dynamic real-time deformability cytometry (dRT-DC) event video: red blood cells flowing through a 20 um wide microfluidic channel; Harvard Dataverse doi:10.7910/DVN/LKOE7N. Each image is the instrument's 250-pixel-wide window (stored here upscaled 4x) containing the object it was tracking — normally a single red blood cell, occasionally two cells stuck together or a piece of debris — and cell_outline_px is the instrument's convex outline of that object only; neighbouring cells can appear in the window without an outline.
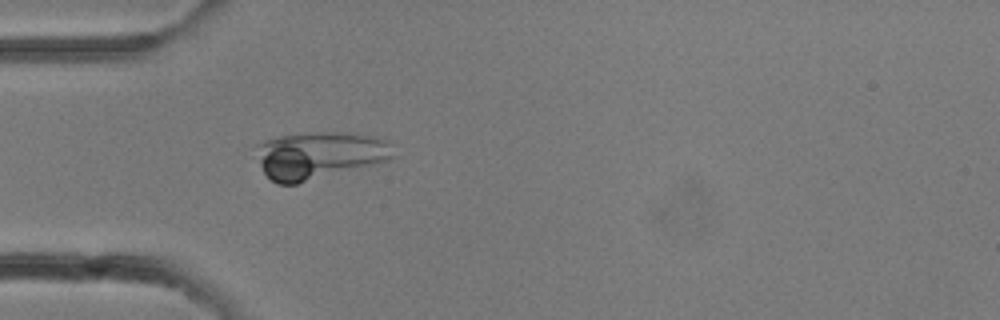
{"species": "common noctule bat (a hibernating species)", "species_latin": "Nyctalus noctula", "temperature_condition": "room temperature", "stored_images_in_passage": 22, "camera_frame_rate_fps": 3000, "um_per_image_px": 0.085, "animal": {"sex": "female"}, "frame": {"image": 1, "passage_image": 9, "time_ms": 2.667, "image_size_px": [1000, 320], "cell_outline_px": [[392, 156], [388, 160], [296, 184], [276, 184], [264, 172], [260, 164], [256, 144], [264, 140], [280, 136], [316, 132], [352, 132], [376, 136], [388, 140], [392, 144]], "centroid_in_image_um": [27.14, 13.17], "position_along_channel_um": 57.9, "area_um2": 37.57}}
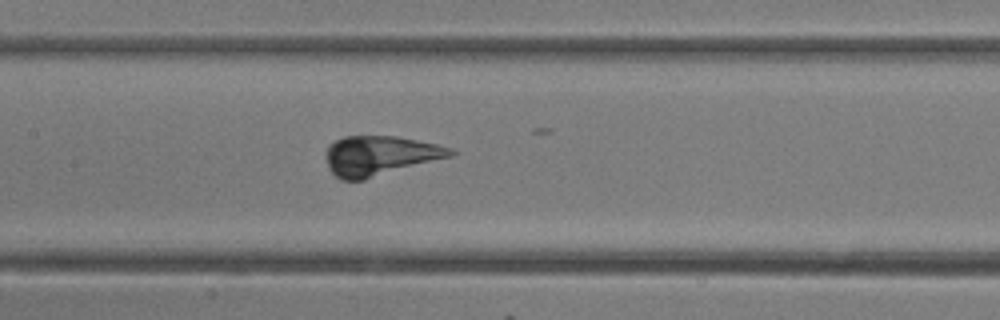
{"frame": {"image": 2, "passage_image": 14, "time_ms": 4.333, "image_size_px": [1000, 320], "cell_outline_px": [[460, 152], [452, 156], [364, 180], [340, 180], [328, 168], [324, 156], [324, 152], [328, 144], [344, 136], [396, 136], [436, 144], [452, 148]], "centroid_in_image_um": [32.26, 13.23], "position_along_channel_um": 175.1, "area_um2": 29.13}}
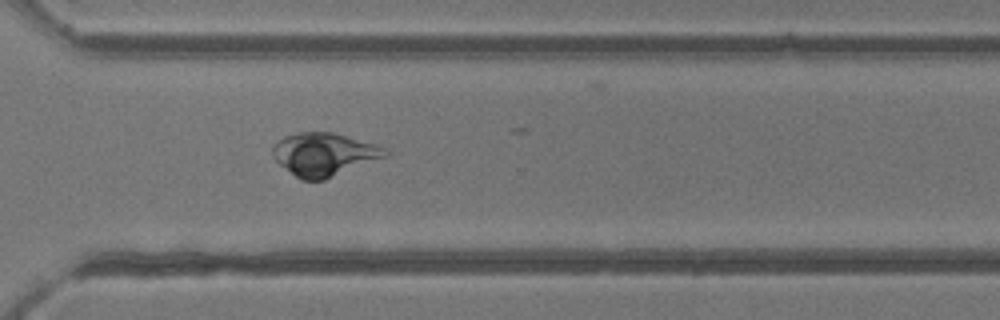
{"frame": {"image": 3, "passage_image": 21, "time_ms": 6.667, "image_size_px": [1000, 320], "cell_outline_px": [[392, 152], [388, 156], [324, 180], [304, 180], [296, 176], [280, 164], [276, 160], [272, 152], [272, 148], [284, 136], [296, 132], [332, 132], [380, 144], [388, 148]], "centroid_in_image_um": [27.64, 13.1], "position_along_channel_um": 343.0, "area_um2": 28.38}}